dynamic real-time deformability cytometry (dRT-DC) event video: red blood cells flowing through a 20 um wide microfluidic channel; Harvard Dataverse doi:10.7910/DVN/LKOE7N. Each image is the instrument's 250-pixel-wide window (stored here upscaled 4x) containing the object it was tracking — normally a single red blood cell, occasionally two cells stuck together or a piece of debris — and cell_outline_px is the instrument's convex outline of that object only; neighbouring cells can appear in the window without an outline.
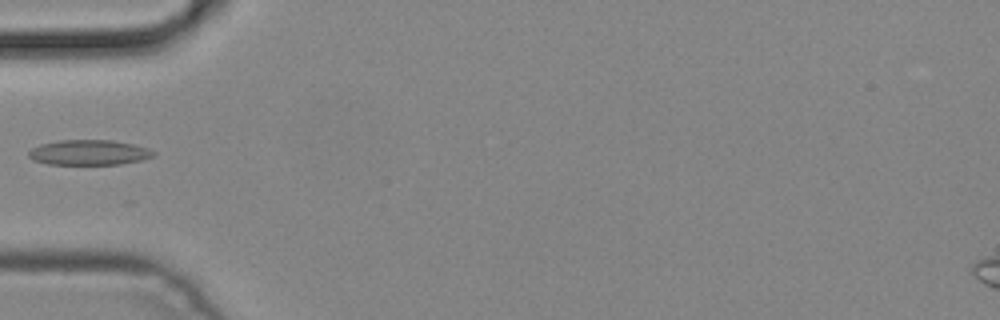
{"species": "common noctule bat (a hibernating species)", "species_latin": "Nyctalus noctula", "temperature_condition": "cold", "stored_images_in_passage": 5, "camera_frame_rate_fps": 3000, "um_per_image_px": 0.085, "animal": {"sex": "male", "body_mass_g": 19.2, "forearm_length_mm": 51.8}, "frame": {"image": 1, "passage_image": 5, "time_ms": 1.333, "image_size_px": [1000, 320], "cell_outline_px": [[156, 156], [144, 160], [120, 164], [48, 164], [32, 160], [28, 156], [28, 152], [32, 148], [40, 144], [60, 140], [112, 140], [132, 144], [148, 148], [156, 152]], "centroid_in_image_um": [7.59, 12.96], "position_along_channel_um": 77.4, "area_um2": 18.44}}